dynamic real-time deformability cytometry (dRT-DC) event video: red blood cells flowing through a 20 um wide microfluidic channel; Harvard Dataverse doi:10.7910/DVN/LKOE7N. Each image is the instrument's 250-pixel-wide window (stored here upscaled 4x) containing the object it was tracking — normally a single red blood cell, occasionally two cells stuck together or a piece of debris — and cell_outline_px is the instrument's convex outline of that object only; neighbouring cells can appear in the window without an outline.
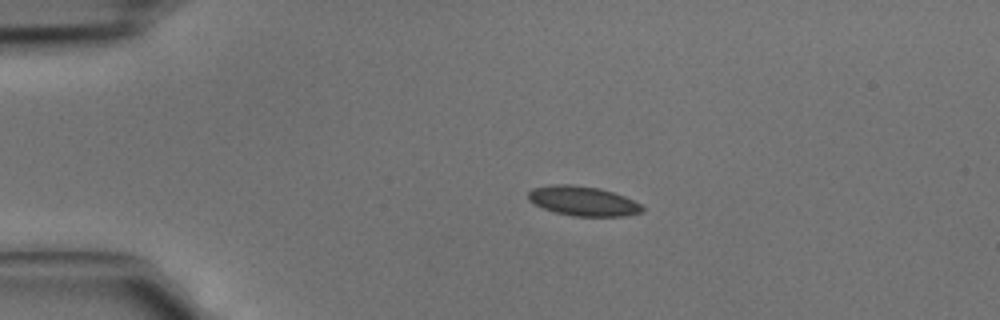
{"species": "common noctule bat (a hibernating species)", "species_latin": "Nyctalus noctula", "temperature_condition": "cold", "stored_images_in_passage": 2, "camera_frame_rate_fps": 3000, "um_per_image_px": 0.085, "animal": {"sex": "male", "body_mass_g": 15.6}, "frame": {"image": 1, "passage_image": 1, "time_ms": 0.0, "image_size_px": [1000, 320], "cell_outline_px": [[644, 212], [624, 216], [572, 216], [556, 212], [544, 208], [528, 200], [528, 192], [532, 188], [552, 184], [572, 184], [600, 188], [624, 196], [640, 204], [644, 208]], "centroid_in_image_um": [49.56, 17.08], "position_along_channel_um": 35.4, "area_um2": 19.65}}